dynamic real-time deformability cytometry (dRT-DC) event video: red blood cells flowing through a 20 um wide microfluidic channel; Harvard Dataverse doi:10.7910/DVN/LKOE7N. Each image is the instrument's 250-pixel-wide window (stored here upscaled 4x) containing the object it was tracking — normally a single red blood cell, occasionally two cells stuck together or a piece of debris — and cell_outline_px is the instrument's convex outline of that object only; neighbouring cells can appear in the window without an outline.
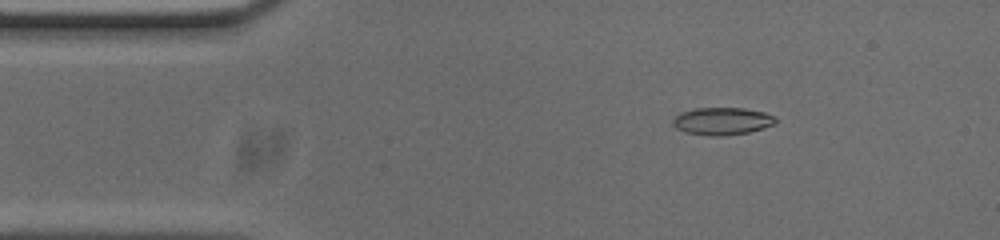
{"species": "common noctule bat (a hibernating species)", "species_latin": "Nyctalus noctula", "temperature_condition": "cold", "stored_images_in_passage": 52, "camera_frame_rate_fps": 3000, "um_per_image_px": 0.085, "animal": {"sex": "male", "body_mass_g": 20.0, "forearm_length_mm": 53.3}, "frame": {"image": 1, "passage_image": 7, "time_ms": 2.0, "image_size_px": [1000, 240], "cell_outline_px": [[776, 124], [764, 128], [748, 132], [724, 136], [712, 136], [684, 132], [676, 128], [672, 124], [672, 120], [680, 112], [696, 108], [744, 108], [764, 112], [776, 116]], "centroid_in_image_um": [61.39, 10.3], "position_along_channel_um": 23.6, "area_um2": 16.59}}
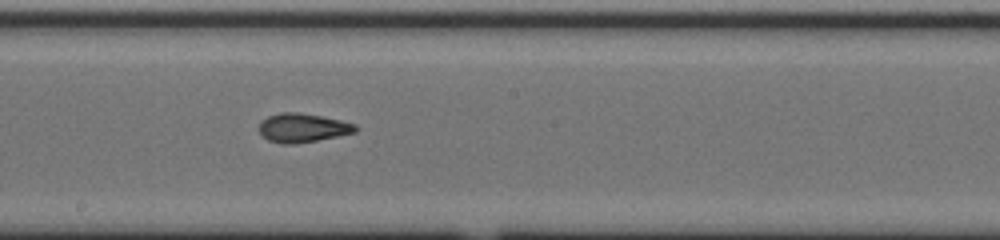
{"frame": {"image": 2, "passage_image": 27, "time_ms": 8.667, "image_size_px": [1000, 240], "cell_outline_px": [[360, 128], [356, 132], [316, 140], [288, 144], [284, 144], [268, 140], [260, 132], [260, 120], [268, 116], [280, 112], [296, 112], [320, 116], [340, 120], [356, 124]], "centroid_in_image_um": [25.73, 10.85], "position_along_channel_um": 222.5, "area_um2": 16.01}}
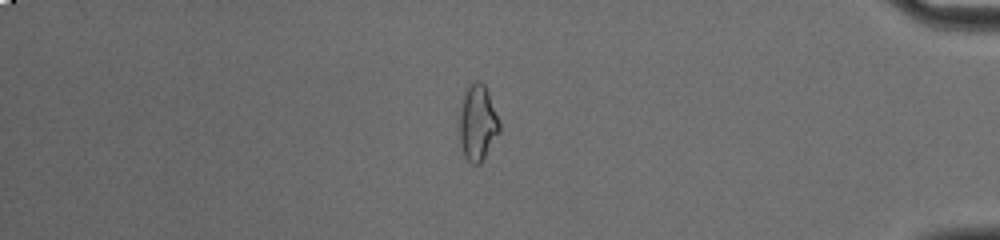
{"frame": {"image": 3, "passage_image": 44, "time_ms": 14.333, "image_size_px": [1000, 240], "cell_outline_px": [[500, 132], [480, 164], [472, 164], [464, 156], [460, 144], [460, 108], [464, 96], [472, 80], [480, 80], [484, 84], [488, 92], [500, 124]], "centroid_in_image_um": [40.6, 10.45], "position_along_channel_um": 394.6, "area_um2": 17.51}, "authors_computed_cell_mechanics": {"area_um2": 16.3863, "velocity_mm_per_s": 3.7766, "shape_relaxation_time_tau1_ms": 6.292, "shape_relaxation_time_tau2_ms": 2.4061, "deformation_change_tau1": 0.1669, "deformation_change_tau2": 0.0688}}